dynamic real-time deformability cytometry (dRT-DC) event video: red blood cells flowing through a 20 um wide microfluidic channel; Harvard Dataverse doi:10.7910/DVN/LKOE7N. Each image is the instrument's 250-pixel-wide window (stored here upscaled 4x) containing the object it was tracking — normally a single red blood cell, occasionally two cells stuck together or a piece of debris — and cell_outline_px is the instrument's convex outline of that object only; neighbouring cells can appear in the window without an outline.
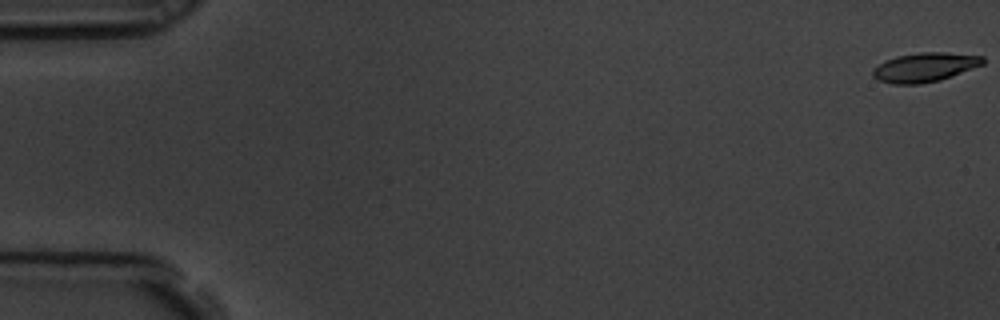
{"species": "common noctule bat (a hibernating species)", "species_latin": "Nyctalus noctula", "temperature_condition": "room temperature", "stored_images_in_passage": 6, "camera_frame_rate_fps": 3000, "um_per_image_px": 0.085, "animal": {"sex": "male", "body_mass_g": 19.5, "forearm_length_mm": 54.6}, "frame": {"image": 1, "passage_image": 1, "time_ms": 0.0, "image_size_px": [1000, 320], "cell_outline_px": [[984, 64], [952, 76], [940, 80], [920, 84], [892, 84], [876, 80], [872, 76], [872, 68], [888, 60], [900, 56], [920, 52], [944, 52], [984, 56]], "centroid_in_image_um": [78.6, 5.73], "position_along_channel_um": 6.4, "area_um2": 18.67}}
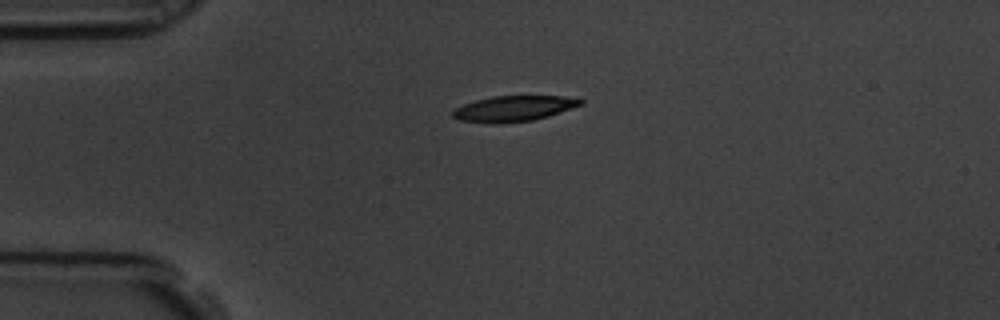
{"frame": {"image": 2, "passage_image": 5, "time_ms": 1.333, "image_size_px": [1000, 320], "cell_outline_px": [[584, 104], [548, 116], [532, 120], [500, 124], [488, 124], [460, 120], [452, 116], [452, 108], [476, 100], [492, 96], [564, 96], [584, 100]], "centroid_in_image_um": [43.63, 9.23], "position_along_channel_um": 41.4, "area_um2": 19.25}}